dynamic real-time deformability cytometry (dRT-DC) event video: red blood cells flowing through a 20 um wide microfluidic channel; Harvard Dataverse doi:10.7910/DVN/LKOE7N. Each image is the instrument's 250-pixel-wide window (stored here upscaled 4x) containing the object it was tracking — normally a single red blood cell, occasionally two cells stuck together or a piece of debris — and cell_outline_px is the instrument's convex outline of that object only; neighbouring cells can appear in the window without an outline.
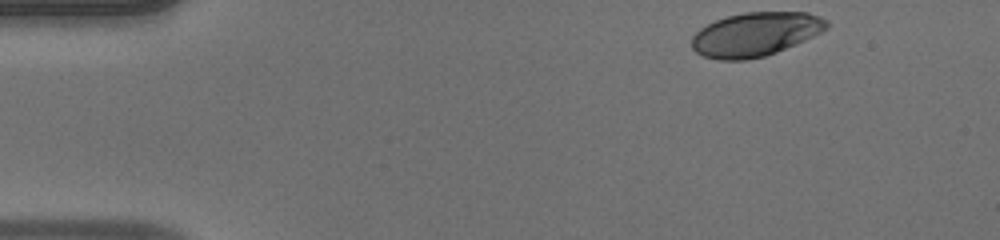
{"species": "human", "species_latin": "Homo sapiens", "temperature_condition": "warm", "stored_images_in_passage": 40, "camera_frame_rate_fps": 3000, "um_per_image_px": 0.085, "donor": {"sex": "male"}, "frame": {"image": 1, "passage_image": 1, "time_ms": 0.0, "image_size_px": [1000, 240], "cell_outline_px": [[828, 28], [804, 40], [776, 52], [764, 56], [744, 60], [716, 60], [704, 56], [696, 52], [692, 48], [692, 36], [700, 28], [716, 20], [728, 16], [744, 12], [808, 12], [820, 16], [828, 20]], "centroid_in_image_um": [64.2, 2.91], "position_along_channel_um": 20.8, "area_um2": 34.39}}
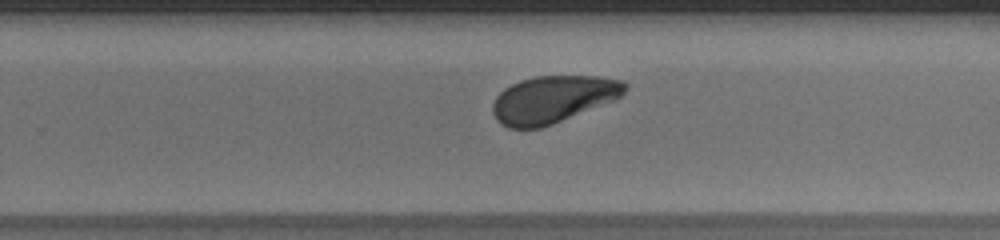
{"frame": {"image": 2, "passage_image": 28, "time_ms": 9.0, "image_size_px": [1000, 240], "cell_outline_px": [[628, 88], [616, 100], [552, 124], [540, 128], [508, 128], [500, 124], [496, 120], [492, 112], [492, 104], [496, 96], [504, 88], [520, 80], [536, 76], [596, 76], [624, 80], [628, 84]], "centroid_in_image_um": [47.0, 8.44], "position_along_channel_um": 282.8, "area_um2": 36.59}}
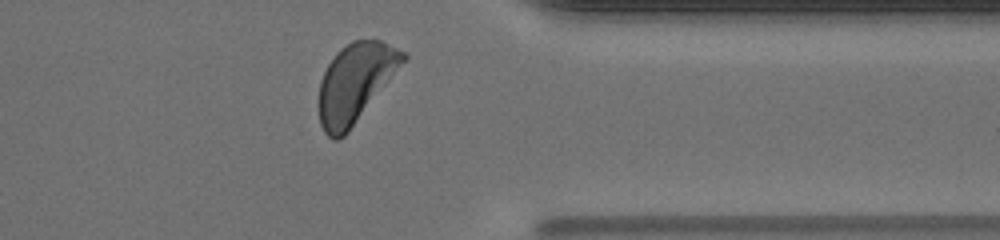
{"frame": {"image": 3, "passage_image": 36, "time_ms": 11.667, "image_size_px": [1000, 240], "cell_outline_px": [[408, 56], [348, 132], [344, 136], [336, 140], [332, 140], [324, 132], [320, 124], [316, 104], [316, 100], [320, 80], [328, 64], [336, 52], [340, 48], [352, 40], [380, 40], [404, 52]], "centroid_in_image_um": [30.11, 7.06], "position_along_channel_um": 381.3, "area_um2": 38.49}, "authors_computed_cell_mechanics": {"area_um2": 37.0498, "velocity_mm_per_s": 3.9926, "shape_relaxation_time_tau1_ms": 2.846, "shape_relaxation_time_tau2_ms": null, "deformation_change_tau1": 0.1341, "deformation_change_tau2": null}}